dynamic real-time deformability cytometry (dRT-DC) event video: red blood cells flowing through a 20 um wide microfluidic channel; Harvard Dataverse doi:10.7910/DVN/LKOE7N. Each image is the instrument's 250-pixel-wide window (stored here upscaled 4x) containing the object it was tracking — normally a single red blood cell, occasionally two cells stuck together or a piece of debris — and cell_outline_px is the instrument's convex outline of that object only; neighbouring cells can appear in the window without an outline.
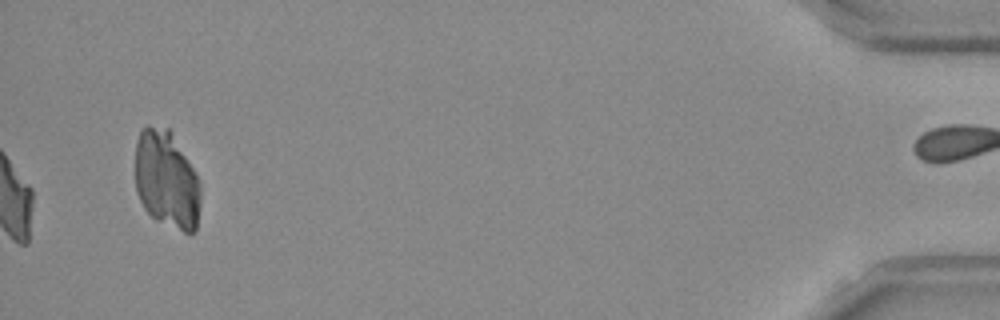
{"species": "Egyptian fruit bat (a non-hibernating species)", "species_latin": "Rousettus aegyptiacus", "temperature_condition": "room temperature", "stored_images_in_passage": 40, "camera_frame_rate_fps": 3000, "um_per_image_px": 0.085, "frame": {"image": 1, "passage_image": 40, "time_ms": 13.0, "image_size_px": [1000, 320], "cell_outline_px": [[200, 204], [196, 232], [184, 232], [156, 220], [144, 208], [136, 192], [136, 140], [140, 128], [148, 124], [168, 128], [172, 132], [200, 180]], "centroid_in_image_um": [14.16, 15.25], "position_along_channel_um": 421.0, "area_um2": 37.57}, "authors_computed_cell_mechanics": {"area_um2": 23.9292, "velocity_mm_per_s": 3.8505, "shape_relaxation_time_tau1_ms": null, "shape_relaxation_time_tau2_ms": 4.9346, "deformation_change_tau1": null, "deformation_change_tau2": 0.1393}}